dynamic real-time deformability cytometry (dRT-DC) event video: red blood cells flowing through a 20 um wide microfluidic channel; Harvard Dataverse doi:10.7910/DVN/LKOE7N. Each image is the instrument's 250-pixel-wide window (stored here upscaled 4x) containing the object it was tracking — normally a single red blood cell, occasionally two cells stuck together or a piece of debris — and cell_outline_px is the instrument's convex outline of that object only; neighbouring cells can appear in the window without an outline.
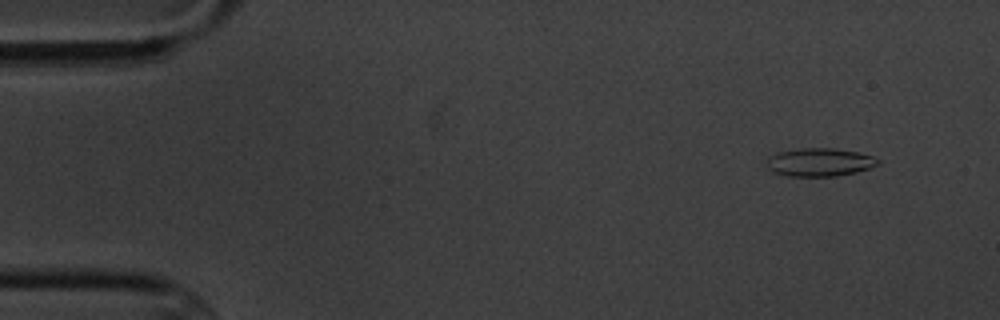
{"species": "common noctule bat (a hibernating species)", "species_latin": "Nyctalus noctula", "temperature_condition": "cold", "stored_images_in_passage": 9, "camera_frame_rate_fps": 3000, "um_per_image_px": 0.085, "animal": {"sex": "male", "body_mass_g": 20.1, "forearm_length_mm": 53.5}, "frame": {"image": 1, "passage_image": 2, "time_ms": 1.0, "image_size_px": [1000, 320], "cell_outline_px": [[880, 160], [876, 164], [868, 168], [856, 172], [836, 176], [788, 176], [772, 172], [768, 168], [768, 156], [776, 152], [800, 148], [836, 148], [856, 152], [872, 156]], "centroid_in_image_um": [69.62, 13.78], "position_along_channel_um": 15.4, "area_um2": 18.21}}
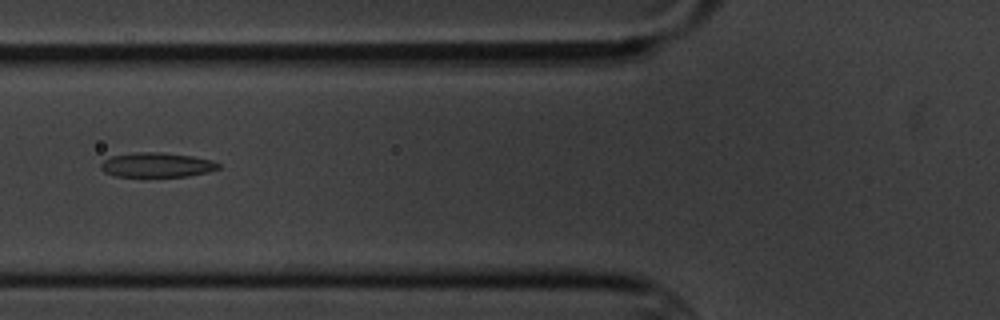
{"frame": {"image": 2, "passage_image": 7, "time_ms": 6.667, "image_size_px": [1000, 320], "cell_outline_px": [[220, 168], [208, 172], [188, 176], [116, 176], [104, 172], [100, 168], [100, 164], [104, 160], [112, 156], [136, 152], [160, 152], [192, 156], [212, 160], [220, 164]], "centroid_in_image_um": [13.34, 14.01], "position_along_channel_um": 112.5, "area_um2": 16.76}}
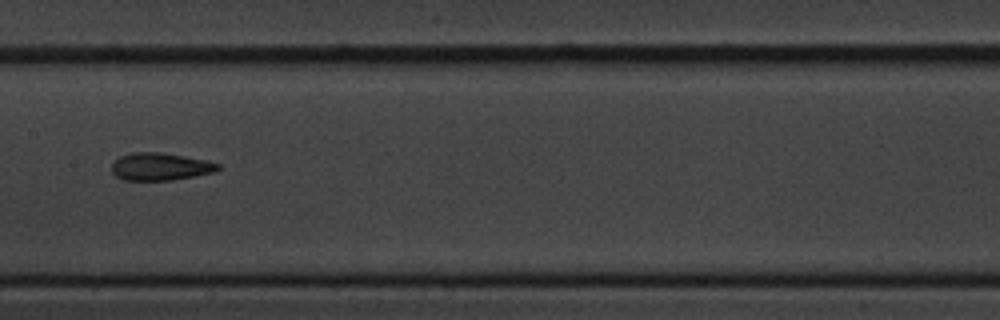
{"frame": {"image": 3, "passage_image": 9, "time_ms": 9.0, "image_size_px": [1000, 320], "cell_outline_px": [[220, 168], [216, 172], [172, 180], [124, 180], [116, 176], [112, 172], [112, 164], [120, 156], [132, 152], [160, 152], [208, 160], [220, 164]], "centroid_in_image_um": [13.65, 14.16], "position_along_channel_um": 193.8, "area_um2": 17.11}}